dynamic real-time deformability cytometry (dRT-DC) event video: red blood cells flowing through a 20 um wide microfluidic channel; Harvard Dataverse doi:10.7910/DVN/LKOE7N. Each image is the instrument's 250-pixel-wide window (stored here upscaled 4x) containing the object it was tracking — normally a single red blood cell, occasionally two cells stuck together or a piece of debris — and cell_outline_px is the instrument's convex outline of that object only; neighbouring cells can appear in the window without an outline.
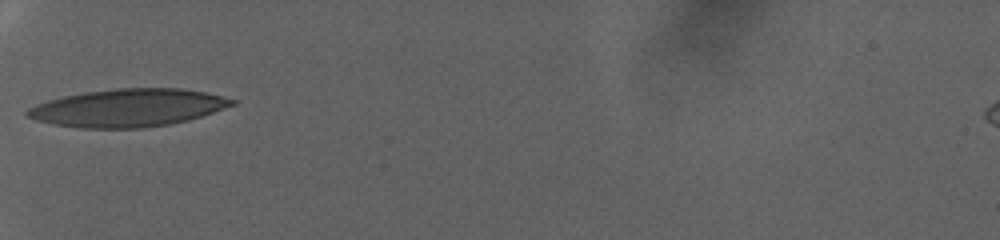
{"species": "human", "species_latin": "Homo sapiens", "temperature_condition": "warm", "stored_images_in_passage": 3, "camera_frame_rate_fps": 3000, "um_per_image_px": 0.085, "donor": {"sex": "female"}, "frame": {"image": 1, "passage_image": 1, "time_ms": 0.0, "image_size_px": [1000, 240], "cell_outline_px": [[236, 104], [188, 120], [168, 124], [144, 128], [80, 128], [52, 124], [36, 120], [28, 116], [24, 112], [28, 108], [36, 104], [48, 100], [64, 96], [84, 92], [120, 88], [180, 88], [204, 92], [236, 100]], "centroid_in_image_um": [10.84, 9.17], "position_along_channel_um": 74.2, "area_um2": 44.8}}